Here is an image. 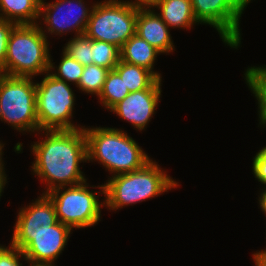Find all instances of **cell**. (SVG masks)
Returning <instances> with one entry per match:
<instances>
[{
  "label": "cell",
  "instance_id": "cell-1",
  "mask_svg": "<svg viewBox=\"0 0 266 266\" xmlns=\"http://www.w3.org/2000/svg\"><path fill=\"white\" fill-rule=\"evenodd\" d=\"M45 139L31 145L35 161L32 171L46 183L43 194L58 187L80 184L87 179L80 163L87 162V140L84 128L45 130Z\"/></svg>",
  "mask_w": 266,
  "mask_h": 266
},
{
  "label": "cell",
  "instance_id": "cell-2",
  "mask_svg": "<svg viewBox=\"0 0 266 266\" xmlns=\"http://www.w3.org/2000/svg\"><path fill=\"white\" fill-rule=\"evenodd\" d=\"M166 173L151 159L141 169L111 176L96 188L104 194L105 207L116 211L177 188L178 182Z\"/></svg>",
  "mask_w": 266,
  "mask_h": 266
},
{
  "label": "cell",
  "instance_id": "cell-3",
  "mask_svg": "<svg viewBox=\"0 0 266 266\" xmlns=\"http://www.w3.org/2000/svg\"><path fill=\"white\" fill-rule=\"evenodd\" d=\"M84 131L87 140V161H98L112 176L141 169L151 160L126 131L100 126H84Z\"/></svg>",
  "mask_w": 266,
  "mask_h": 266
},
{
  "label": "cell",
  "instance_id": "cell-4",
  "mask_svg": "<svg viewBox=\"0 0 266 266\" xmlns=\"http://www.w3.org/2000/svg\"><path fill=\"white\" fill-rule=\"evenodd\" d=\"M49 44L39 23L15 25L8 39L5 75L34 78L49 72Z\"/></svg>",
  "mask_w": 266,
  "mask_h": 266
},
{
  "label": "cell",
  "instance_id": "cell-5",
  "mask_svg": "<svg viewBox=\"0 0 266 266\" xmlns=\"http://www.w3.org/2000/svg\"><path fill=\"white\" fill-rule=\"evenodd\" d=\"M0 120L19 132H39L36 83L32 77L0 73Z\"/></svg>",
  "mask_w": 266,
  "mask_h": 266
},
{
  "label": "cell",
  "instance_id": "cell-6",
  "mask_svg": "<svg viewBox=\"0 0 266 266\" xmlns=\"http://www.w3.org/2000/svg\"><path fill=\"white\" fill-rule=\"evenodd\" d=\"M75 93L71 86L47 72L36 82V114L39 131L84 128L72 122ZM79 126V127H78Z\"/></svg>",
  "mask_w": 266,
  "mask_h": 266
},
{
  "label": "cell",
  "instance_id": "cell-7",
  "mask_svg": "<svg viewBox=\"0 0 266 266\" xmlns=\"http://www.w3.org/2000/svg\"><path fill=\"white\" fill-rule=\"evenodd\" d=\"M137 14V8L130 7L121 0L93 2L84 35L121 49L136 33Z\"/></svg>",
  "mask_w": 266,
  "mask_h": 266
},
{
  "label": "cell",
  "instance_id": "cell-8",
  "mask_svg": "<svg viewBox=\"0 0 266 266\" xmlns=\"http://www.w3.org/2000/svg\"><path fill=\"white\" fill-rule=\"evenodd\" d=\"M89 187L96 186H90L86 180L77 185L55 188L46 194L52 200L58 221L72 230L94 226L101 219L105 200L99 201V191H90Z\"/></svg>",
  "mask_w": 266,
  "mask_h": 266
},
{
  "label": "cell",
  "instance_id": "cell-9",
  "mask_svg": "<svg viewBox=\"0 0 266 266\" xmlns=\"http://www.w3.org/2000/svg\"><path fill=\"white\" fill-rule=\"evenodd\" d=\"M71 230L58 221L41 233H13L10 244L22 251L29 264H55L67 245Z\"/></svg>",
  "mask_w": 266,
  "mask_h": 266
},
{
  "label": "cell",
  "instance_id": "cell-10",
  "mask_svg": "<svg viewBox=\"0 0 266 266\" xmlns=\"http://www.w3.org/2000/svg\"><path fill=\"white\" fill-rule=\"evenodd\" d=\"M86 5L84 0H55L50 3L41 0L38 22L42 19L41 22L46 25V30L40 26L41 32L46 38L47 33L60 36L72 30L75 36L84 35L93 8V5Z\"/></svg>",
  "mask_w": 266,
  "mask_h": 266
},
{
  "label": "cell",
  "instance_id": "cell-11",
  "mask_svg": "<svg viewBox=\"0 0 266 266\" xmlns=\"http://www.w3.org/2000/svg\"><path fill=\"white\" fill-rule=\"evenodd\" d=\"M198 24L213 26L229 47L238 49L241 44L240 19L224 0H190Z\"/></svg>",
  "mask_w": 266,
  "mask_h": 266
},
{
  "label": "cell",
  "instance_id": "cell-12",
  "mask_svg": "<svg viewBox=\"0 0 266 266\" xmlns=\"http://www.w3.org/2000/svg\"><path fill=\"white\" fill-rule=\"evenodd\" d=\"M161 82L162 80L158 79L149 89L130 92L110 111L141 132L156 112L162 92Z\"/></svg>",
  "mask_w": 266,
  "mask_h": 266
},
{
  "label": "cell",
  "instance_id": "cell-13",
  "mask_svg": "<svg viewBox=\"0 0 266 266\" xmlns=\"http://www.w3.org/2000/svg\"><path fill=\"white\" fill-rule=\"evenodd\" d=\"M20 208L13 233H41L58 222L52 200L46 194Z\"/></svg>",
  "mask_w": 266,
  "mask_h": 266
},
{
  "label": "cell",
  "instance_id": "cell-14",
  "mask_svg": "<svg viewBox=\"0 0 266 266\" xmlns=\"http://www.w3.org/2000/svg\"><path fill=\"white\" fill-rule=\"evenodd\" d=\"M136 34L160 53L169 54L175 49L169 27L153 9H138Z\"/></svg>",
  "mask_w": 266,
  "mask_h": 266
},
{
  "label": "cell",
  "instance_id": "cell-15",
  "mask_svg": "<svg viewBox=\"0 0 266 266\" xmlns=\"http://www.w3.org/2000/svg\"><path fill=\"white\" fill-rule=\"evenodd\" d=\"M121 61L141 66L162 80L161 73L154 71V63L161 53L136 33L120 49Z\"/></svg>",
  "mask_w": 266,
  "mask_h": 266
},
{
  "label": "cell",
  "instance_id": "cell-16",
  "mask_svg": "<svg viewBox=\"0 0 266 266\" xmlns=\"http://www.w3.org/2000/svg\"><path fill=\"white\" fill-rule=\"evenodd\" d=\"M157 14L171 28L191 29L198 23L192 10L190 0H158L154 9Z\"/></svg>",
  "mask_w": 266,
  "mask_h": 266
},
{
  "label": "cell",
  "instance_id": "cell-17",
  "mask_svg": "<svg viewBox=\"0 0 266 266\" xmlns=\"http://www.w3.org/2000/svg\"><path fill=\"white\" fill-rule=\"evenodd\" d=\"M40 4L41 0H0V18L16 25L37 24Z\"/></svg>",
  "mask_w": 266,
  "mask_h": 266
},
{
  "label": "cell",
  "instance_id": "cell-18",
  "mask_svg": "<svg viewBox=\"0 0 266 266\" xmlns=\"http://www.w3.org/2000/svg\"><path fill=\"white\" fill-rule=\"evenodd\" d=\"M114 70L120 75L129 92L149 89L158 78L146 68L121 61Z\"/></svg>",
  "mask_w": 266,
  "mask_h": 266
},
{
  "label": "cell",
  "instance_id": "cell-19",
  "mask_svg": "<svg viewBox=\"0 0 266 266\" xmlns=\"http://www.w3.org/2000/svg\"><path fill=\"white\" fill-rule=\"evenodd\" d=\"M244 75L246 84L258 102L259 125L264 128L266 126V65L248 67Z\"/></svg>",
  "mask_w": 266,
  "mask_h": 266
},
{
  "label": "cell",
  "instance_id": "cell-20",
  "mask_svg": "<svg viewBox=\"0 0 266 266\" xmlns=\"http://www.w3.org/2000/svg\"><path fill=\"white\" fill-rule=\"evenodd\" d=\"M128 88L120 75L113 69L109 70L103 89L98 96L99 102L110 110L115 104L122 101L128 94Z\"/></svg>",
  "mask_w": 266,
  "mask_h": 266
},
{
  "label": "cell",
  "instance_id": "cell-21",
  "mask_svg": "<svg viewBox=\"0 0 266 266\" xmlns=\"http://www.w3.org/2000/svg\"><path fill=\"white\" fill-rule=\"evenodd\" d=\"M108 72V69L96 64L86 65L76 87L84 93L98 97L103 89Z\"/></svg>",
  "mask_w": 266,
  "mask_h": 266
},
{
  "label": "cell",
  "instance_id": "cell-22",
  "mask_svg": "<svg viewBox=\"0 0 266 266\" xmlns=\"http://www.w3.org/2000/svg\"><path fill=\"white\" fill-rule=\"evenodd\" d=\"M62 52H63L62 57H61L62 59L58 67L54 66V62L52 63L53 60L52 58H50L49 72L56 79L62 80L68 84L69 82H71L77 86L80 81V78H81V75L83 73L85 66L77 62L73 57L67 54L64 50H62ZM55 68L56 70H54Z\"/></svg>",
  "mask_w": 266,
  "mask_h": 266
},
{
  "label": "cell",
  "instance_id": "cell-23",
  "mask_svg": "<svg viewBox=\"0 0 266 266\" xmlns=\"http://www.w3.org/2000/svg\"><path fill=\"white\" fill-rule=\"evenodd\" d=\"M91 58L92 64L113 70L121 60L120 48L105 41L92 39Z\"/></svg>",
  "mask_w": 266,
  "mask_h": 266
},
{
  "label": "cell",
  "instance_id": "cell-24",
  "mask_svg": "<svg viewBox=\"0 0 266 266\" xmlns=\"http://www.w3.org/2000/svg\"><path fill=\"white\" fill-rule=\"evenodd\" d=\"M92 39L85 35L74 36L63 47V50L81 65L92 64L91 58Z\"/></svg>",
  "mask_w": 266,
  "mask_h": 266
},
{
  "label": "cell",
  "instance_id": "cell-25",
  "mask_svg": "<svg viewBox=\"0 0 266 266\" xmlns=\"http://www.w3.org/2000/svg\"><path fill=\"white\" fill-rule=\"evenodd\" d=\"M16 24L0 18V73L5 75V59L9 35Z\"/></svg>",
  "mask_w": 266,
  "mask_h": 266
},
{
  "label": "cell",
  "instance_id": "cell-26",
  "mask_svg": "<svg viewBox=\"0 0 266 266\" xmlns=\"http://www.w3.org/2000/svg\"><path fill=\"white\" fill-rule=\"evenodd\" d=\"M21 258L28 263L26 256L20 249L11 244L9 247L0 244V266H23L19 261Z\"/></svg>",
  "mask_w": 266,
  "mask_h": 266
},
{
  "label": "cell",
  "instance_id": "cell-27",
  "mask_svg": "<svg viewBox=\"0 0 266 266\" xmlns=\"http://www.w3.org/2000/svg\"><path fill=\"white\" fill-rule=\"evenodd\" d=\"M252 171L261 184L266 185V146L253 157Z\"/></svg>",
  "mask_w": 266,
  "mask_h": 266
},
{
  "label": "cell",
  "instance_id": "cell-28",
  "mask_svg": "<svg viewBox=\"0 0 266 266\" xmlns=\"http://www.w3.org/2000/svg\"><path fill=\"white\" fill-rule=\"evenodd\" d=\"M226 5L240 18L251 0H224Z\"/></svg>",
  "mask_w": 266,
  "mask_h": 266
},
{
  "label": "cell",
  "instance_id": "cell-29",
  "mask_svg": "<svg viewBox=\"0 0 266 266\" xmlns=\"http://www.w3.org/2000/svg\"><path fill=\"white\" fill-rule=\"evenodd\" d=\"M124 1L125 4L129 5L130 7L137 8V9H153L156 6L158 0H135V1Z\"/></svg>",
  "mask_w": 266,
  "mask_h": 266
},
{
  "label": "cell",
  "instance_id": "cell-30",
  "mask_svg": "<svg viewBox=\"0 0 266 266\" xmlns=\"http://www.w3.org/2000/svg\"><path fill=\"white\" fill-rule=\"evenodd\" d=\"M253 259L255 266H266V248L265 250L254 252Z\"/></svg>",
  "mask_w": 266,
  "mask_h": 266
},
{
  "label": "cell",
  "instance_id": "cell-31",
  "mask_svg": "<svg viewBox=\"0 0 266 266\" xmlns=\"http://www.w3.org/2000/svg\"><path fill=\"white\" fill-rule=\"evenodd\" d=\"M4 162L3 160L0 162V198L2 196V192L4 191L5 185H6V181H7V174H5V166H4Z\"/></svg>",
  "mask_w": 266,
  "mask_h": 266
},
{
  "label": "cell",
  "instance_id": "cell-32",
  "mask_svg": "<svg viewBox=\"0 0 266 266\" xmlns=\"http://www.w3.org/2000/svg\"><path fill=\"white\" fill-rule=\"evenodd\" d=\"M264 189H262L260 196L258 201H259V205L261 207V210L264 214H266V187H263Z\"/></svg>",
  "mask_w": 266,
  "mask_h": 266
},
{
  "label": "cell",
  "instance_id": "cell-33",
  "mask_svg": "<svg viewBox=\"0 0 266 266\" xmlns=\"http://www.w3.org/2000/svg\"><path fill=\"white\" fill-rule=\"evenodd\" d=\"M4 144L0 141V162L2 161V152H3Z\"/></svg>",
  "mask_w": 266,
  "mask_h": 266
},
{
  "label": "cell",
  "instance_id": "cell-34",
  "mask_svg": "<svg viewBox=\"0 0 266 266\" xmlns=\"http://www.w3.org/2000/svg\"><path fill=\"white\" fill-rule=\"evenodd\" d=\"M29 266H55L54 264H30Z\"/></svg>",
  "mask_w": 266,
  "mask_h": 266
}]
</instances>
